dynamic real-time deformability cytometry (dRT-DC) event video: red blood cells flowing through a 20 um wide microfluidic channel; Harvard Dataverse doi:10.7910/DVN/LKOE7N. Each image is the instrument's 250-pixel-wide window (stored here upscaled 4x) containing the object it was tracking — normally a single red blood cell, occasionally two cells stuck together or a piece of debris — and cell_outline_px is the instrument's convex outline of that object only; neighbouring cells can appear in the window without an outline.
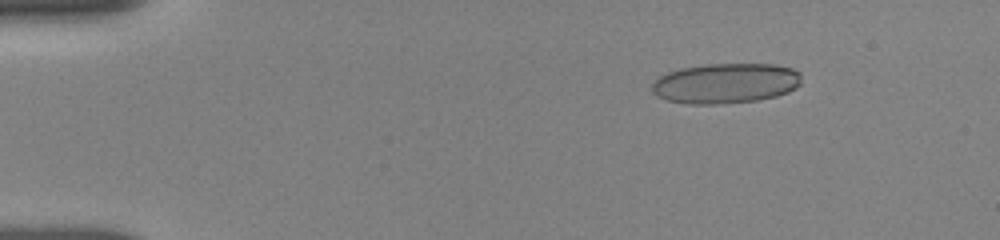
{"species": "human", "species_latin": "Homo sapiens", "temperature_condition": "room temperature", "stored_images_in_passage": 10, "camera_frame_rate_fps": 3000, "um_per_image_px": 0.085, "donor": {"sex": "female"}, "frame": {"image": 1, "passage_image": 4, "time_ms": 2.333, "image_size_px": [1000, 240], "cell_outline_px": [[800, 84], [796, 88], [788, 92], [776, 96], [760, 100], [720, 104], [688, 104], [668, 100], [656, 96], [652, 92], [652, 84], [660, 76], [668, 72], [680, 68], [708, 64], [776, 64], [792, 68], [800, 72]], "centroid_in_image_um": [61.69, 7.08], "position_along_channel_um": 23.3, "area_um2": 35.2}}
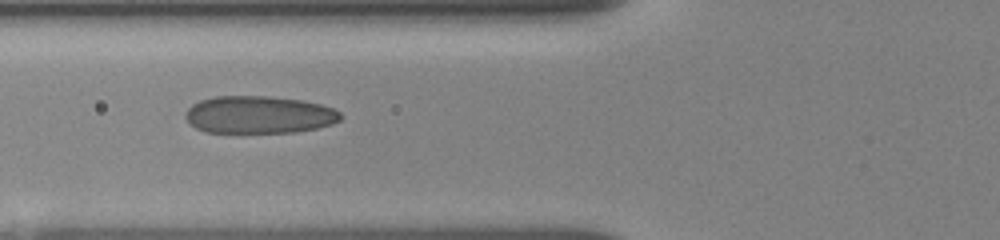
{"frame": {"image": 2, "passage_image": 9, "time_ms": 6.667, "image_size_px": [1000, 240], "cell_outline_px": [[344, 116], [340, 120], [332, 124], [316, 128], [296, 132], [204, 132], [196, 128], [184, 116], [184, 112], [192, 104], [200, 100], [216, 96], [268, 96], [300, 100], [320, 104], [332, 108], [340, 112]], "centroid_in_image_um": [22.01, 9.75], "position_along_channel_um": 103.8, "area_um2": 33.87}}